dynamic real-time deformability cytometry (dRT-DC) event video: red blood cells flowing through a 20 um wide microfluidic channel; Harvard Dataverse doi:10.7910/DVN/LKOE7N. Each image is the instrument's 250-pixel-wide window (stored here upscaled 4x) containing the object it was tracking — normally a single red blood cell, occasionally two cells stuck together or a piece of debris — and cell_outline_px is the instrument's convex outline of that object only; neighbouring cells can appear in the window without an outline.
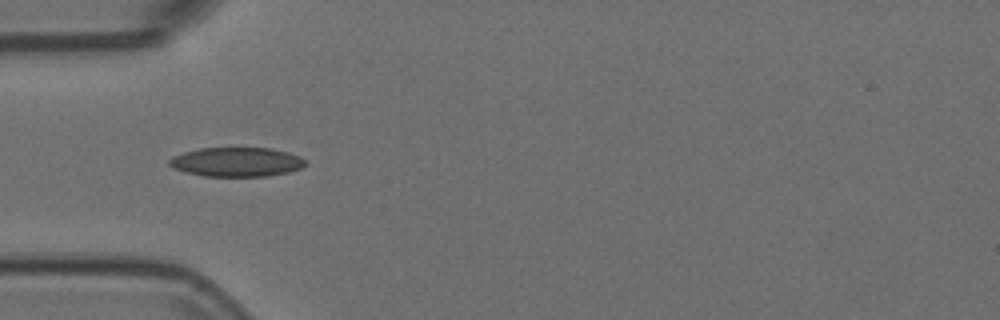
{"species": "Egyptian fruit bat (a non-hibernating species)", "species_latin": "Rousettus aegyptiacus", "temperature_condition": "room temperature", "stored_images_in_passage": 38, "camera_frame_rate_fps": 3000, "um_per_image_px": 0.085, "animal": {"sex": "female"}, "frame": {"image": 1, "passage_image": 1, "time_ms": 0.0, "image_size_px": [1000, 320], "cell_outline_px": [[308, 164], [300, 168], [288, 172], [268, 176], [204, 176], [184, 172], [172, 168], [168, 164], [168, 160], [172, 156], [184, 152], [200, 148], [272, 148], [288, 152], [300, 156]], "centroid_in_image_um": [20.09, 13.77], "position_along_channel_um": 64.9, "area_um2": 23.35}}
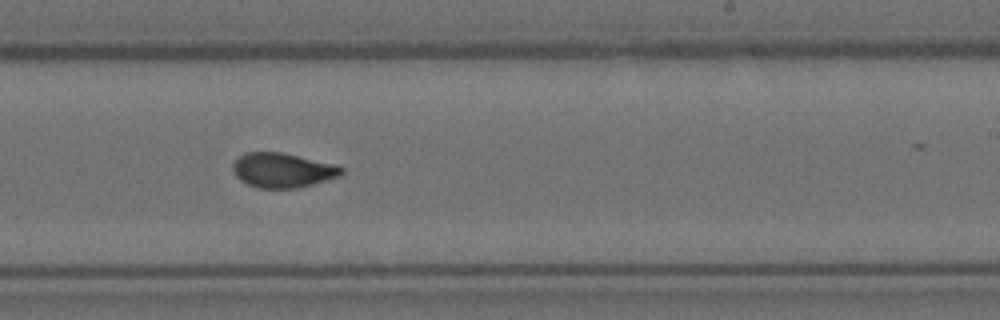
{"frame": {"image": 2, "passage_image": 17, "time_ms": 5.333, "image_size_px": [1000, 320], "cell_outline_px": [[344, 172], [340, 176], [312, 184], [296, 188], [256, 188], [240, 180], [236, 176], [232, 168], [232, 164], [244, 152], [284, 152], [336, 164], [344, 168]], "centroid_in_image_um": [24.03, 14.46], "position_along_channel_um": 265.0, "area_um2": 22.08}}
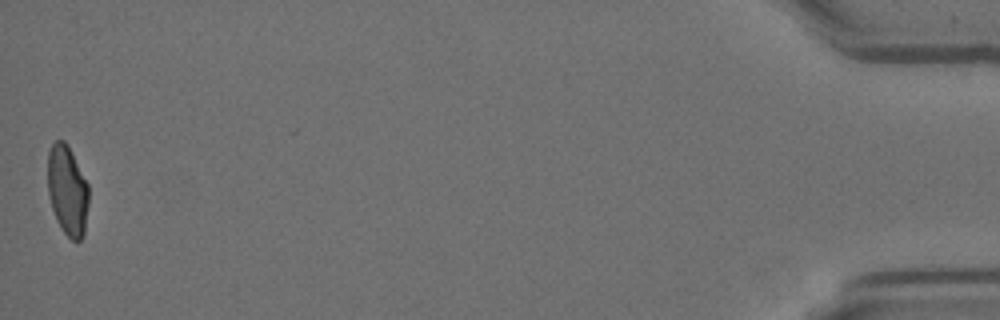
{"frame": {"image": 3, "passage_image": 38, "time_ms": 12.333, "image_size_px": [1000, 320], "cell_outline_px": [[88, 204], [84, 236], [80, 240], [72, 240], [64, 232], [56, 220], [52, 208], [48, 192], [48, 152], [52, 144], [56, 140], [64, 140], [68, 144], [88, 184]], "centroid_in_image_um": [5.73, 16.17], "position_along_channel_um": 429.5, "area_um2": 21.5}, "authors_computed_cell_mechanics": {"area_um2": 22.0796, "velocity_mm_per_s": 3.754, "shape_relaxation_time_tau1_ms": 10.2342, "shape_relaxation_time_tau2_ms": 1.4839, "deformation_change_tau1": 0.2459, "deformation_change_tau2": 0.0725}}